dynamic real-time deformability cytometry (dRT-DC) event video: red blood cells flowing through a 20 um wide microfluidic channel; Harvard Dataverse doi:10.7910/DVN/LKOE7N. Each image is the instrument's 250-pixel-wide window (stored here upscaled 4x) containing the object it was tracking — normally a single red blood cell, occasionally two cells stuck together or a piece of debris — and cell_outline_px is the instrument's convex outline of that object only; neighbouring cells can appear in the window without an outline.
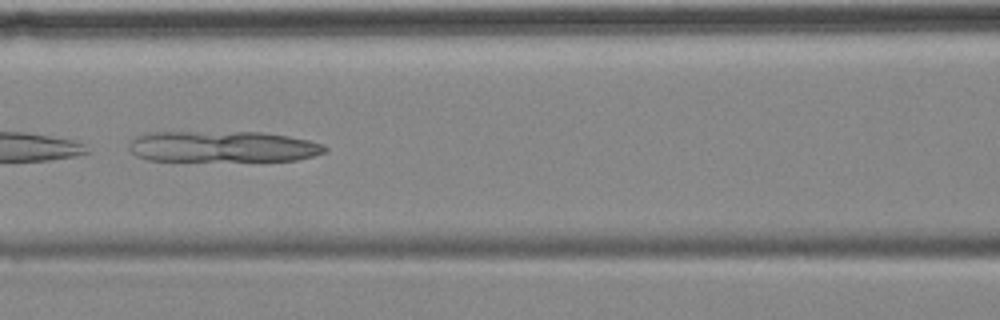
{"species": "common noctule bat (a hibernating species)", "species_latin": "Nyctalus noctula", "temperature_condition": "cold", "stored_images_in_passage": 8, "camera_frame_rate_fps": 3000, "um_per_image_px": 0.085, "animal": {"sex": "female", "body_mass_g": 18.4}, "frame": {"image": 1, "passage_image": 5, "time_ms": 5.333, "image_size_px": [1000, 320], "cell_outline_px": [[328, 152], [296, 160], [148, 160], [136, 156], [128, 148], [128, 144], [136, 136], [148, 132], [260, 132], [288, 136], [308, 140], [320, 144], [328, 148]], "centroid_in_image_um": [18.9, 12.45], "position_along_channel_um": 147.7, "area_um2": 35.32}}
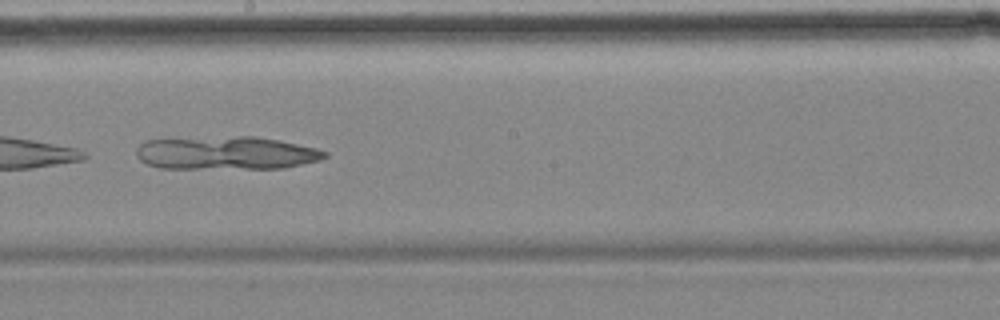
{"frame": {"image": 2, "passage_image": 7, "time_ms": 7.667, "image_size_px": [1000, 320], "cell_outline_px": [[328, 156], [320, 160], [284, 168], [160, 168], [148, 164], [140, 160], [136, 156], [136, 148], [144, 140], [236, 136], [256, 136], [280, 140], [316, 148], [328, 152]], "centroid_in_image_um": [19.23, 13.0], "position_along_channel_um": 229.0, "area_um2": 36.53}}